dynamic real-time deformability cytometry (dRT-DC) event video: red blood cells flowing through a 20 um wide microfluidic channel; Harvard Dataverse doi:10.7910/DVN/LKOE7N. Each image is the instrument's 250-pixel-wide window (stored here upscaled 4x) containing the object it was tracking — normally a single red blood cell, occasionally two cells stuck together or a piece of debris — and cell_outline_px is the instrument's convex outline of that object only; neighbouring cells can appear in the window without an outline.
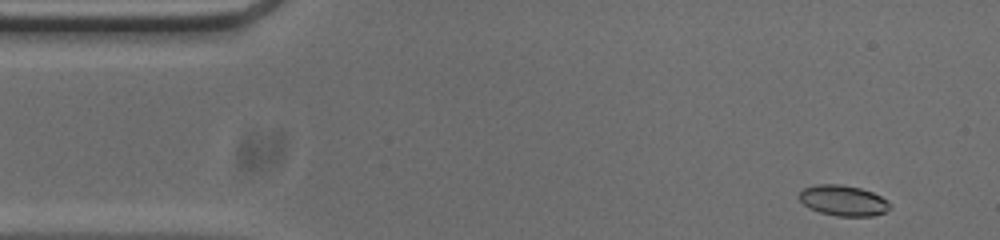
{"species": "common noctule bat (a hibernating species)", "species_latin": "Nyctalus noctula", "temperature_condition": "cold", "stored_images_in_passage": 50, "camera_frame_rate_fps": 3000, "um_per_image_px": 0.085, "animal": {"sex": "male", "body_mass_g": 20.0, "forearm_length_mm": 53.3}, "frame": {"image": 1, "passage_image": 1, "time_ms": 0.0, "image_size_px": [1000, 240], "cell_outline_px": [[892, 208], [884, 212], [872, 216], [836, 216], [820, 212], [808, 208], [800, 200], [800, 192], [804, 188], [816, 184], [840, 184], [860, 188], [872, 192], [888, 200], [892, 204]], "centroid_in_image_um": [71.7, 17.05], "position_along_channel_um": 13.3, "area_um2": 16.24}}
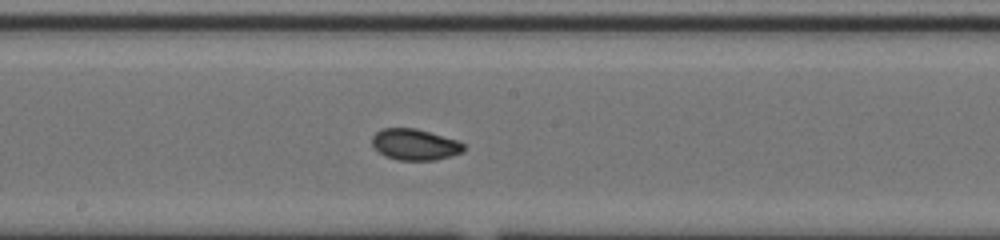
{"frame": {"image": 2, "passage_image": 24, "time_ms": 7.667, "image_size_px": [1000, 240], "cell_outline_px": [[464, 152], [452, 156], [436, 160], [396, 160], [384, 156], [372, 144], [372, 136], [380, 128], [416, 128], [460, 140], [464, 144]], "centroid_in_image_um": [35.3, 12.28], "position_along_channel_um": 212.9, "area_um2": 16.94}}
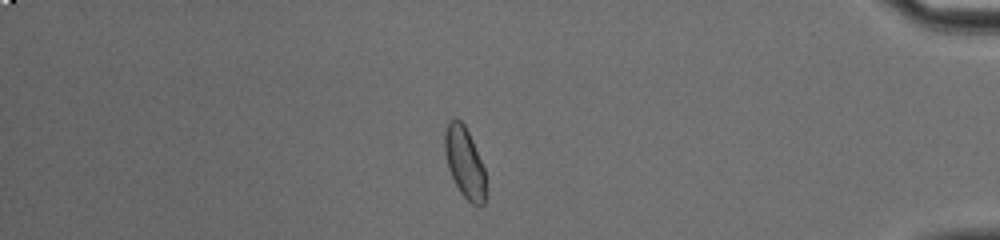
{"frame": {"image": 3, "passage_image": 42, "time_ms": 13.667, "image_size_px": [1000, 240], "cell_outline_px": [[484, 204], [472, 204], [460, 192], [448, 168], [444, 152], [444, 132], [448, 120], [456, 116], [464, 124], [472, 140], [484, 168]], "centroid_in_image_um": [39.44, 13.73], "position_along_channel_um": 395.8, "area_um2": 16.7}, "authors_computed_cell_mechanics": {"area_um2": 16.7042, "velocity_mm_per_s": 3.7776, "shape_relaxation_time_tau1_ms": 3.9949, "shape_relaxation_time_tau2_ms": 1.6196, "deformation_change_tau1": 0.1344, "deformation_change_tau2": 0.0448}}